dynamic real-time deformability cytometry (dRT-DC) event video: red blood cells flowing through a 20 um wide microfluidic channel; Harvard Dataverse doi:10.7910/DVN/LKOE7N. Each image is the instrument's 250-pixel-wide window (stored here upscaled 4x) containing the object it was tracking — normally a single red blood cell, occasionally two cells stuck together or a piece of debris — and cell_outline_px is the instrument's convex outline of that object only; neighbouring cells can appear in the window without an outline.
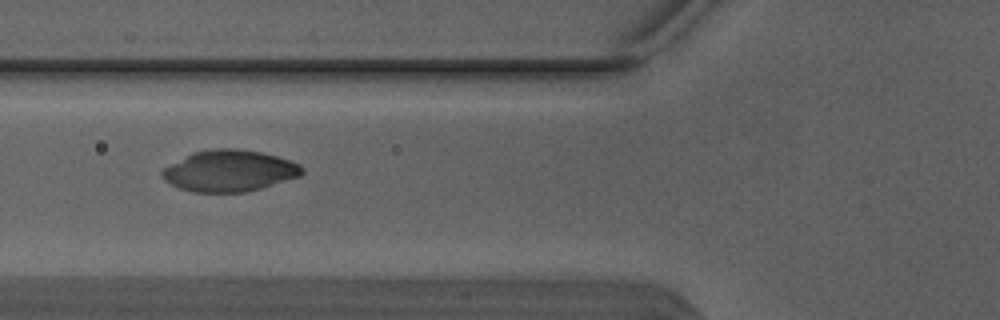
{"species": "Egyptian fruit bat (a non-hibernating species)", "species_latin": "Rousettus aegyptiacus", "temperature_condition": "warm", "stored_images_in_passage": 3, "camera_frame_rate_fps": 3000, "um_per_image_px": 0.085, "animal": {"sex": "male"}, "frame": {"image": 1, "passage_image": 3, "time_ms": 0.667, "image_size_px": [1000, 320], "cell_outline_px": [[304, 172], [300, 176], [260, 188], [244, 192], [192, 192], [180, 188], [164, 180], [160, 176], [160, 172], [164, 168], [192, 152], [212, 148], [236, 148], [260, 152], [276, 156], [300, 164], [304, 168]], "centroid_in_image_um": [19.48, 14.51], "position_along_channel_um": 106.3, "area_um2": 33.64}}